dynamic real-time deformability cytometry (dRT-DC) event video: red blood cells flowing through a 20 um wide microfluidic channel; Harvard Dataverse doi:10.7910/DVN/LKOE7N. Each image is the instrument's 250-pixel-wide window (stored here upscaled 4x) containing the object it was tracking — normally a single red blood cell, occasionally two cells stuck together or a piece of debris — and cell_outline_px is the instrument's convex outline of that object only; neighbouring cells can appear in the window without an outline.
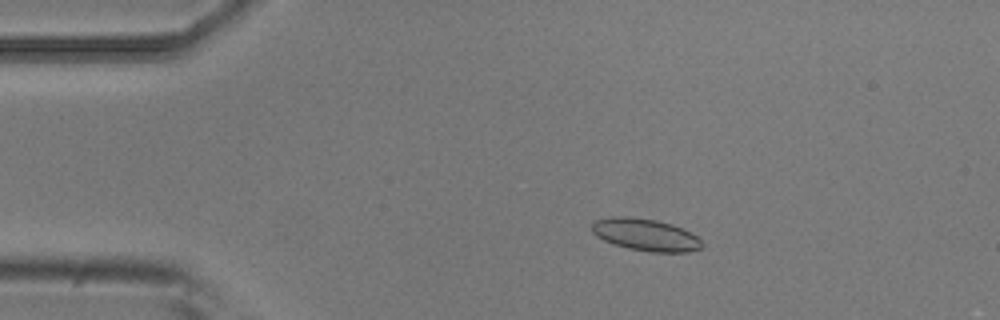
{"species": "common noctule bat (a hibernating species)", "species_latin": "Nyctalus noctula", "temperature_condition": "room temperature", "stored_images_in_passage": 9, "camera_frame_rate_fps": 3000, "um_per_image_px": 0.085, "animal": {"sex": "male", "body_mass_g": 20.5, "forearm_length_mm": 52.5}, "frame": {"image": 1, "passage_image": 3, "time_ms": 0.667, "image_size_px": [1000, 320], "cell_outline_px": [[704, 248], [688, 252], [648, 252], [628, 248], [612, 244], [596, 236], [592, 232], [592, 220], [612, 216], [628, 216], [656, 220], [672, 224], [696, 236], [704, 244]], "centroid_in_image_um": [54.84, 19.95], "position_along_channel_um": 30.2, "area_um2": 20.81}}
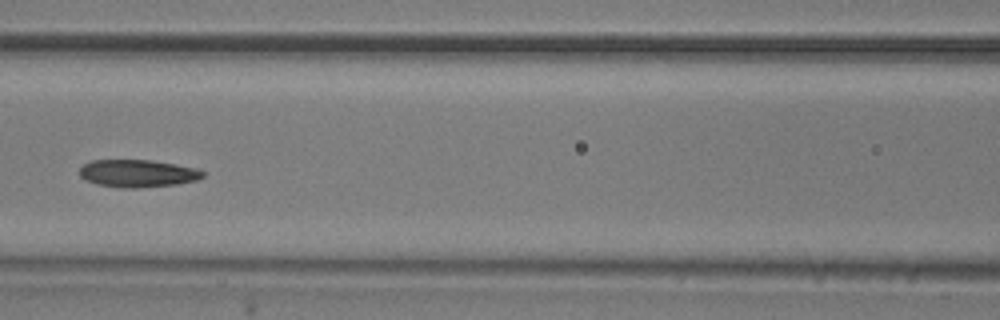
{"frame": {"image": 2, "passage_image": 7, "time_ms": 2.0, "image_size_px": [1000, 320], "cell_outline_px": [[204, 176], [196, 180], [176, 184], [136, 188], [120, 188], [96, 184], [84, 180], [80, 176], [80, 168], [84, 164], [92, 160], [152, 160], [200, 168], [204, 172]], "centroid_in_image_um": [11.71, 14.73], "position_along_channel_um": 154.9, "area_um2": 19.94}}
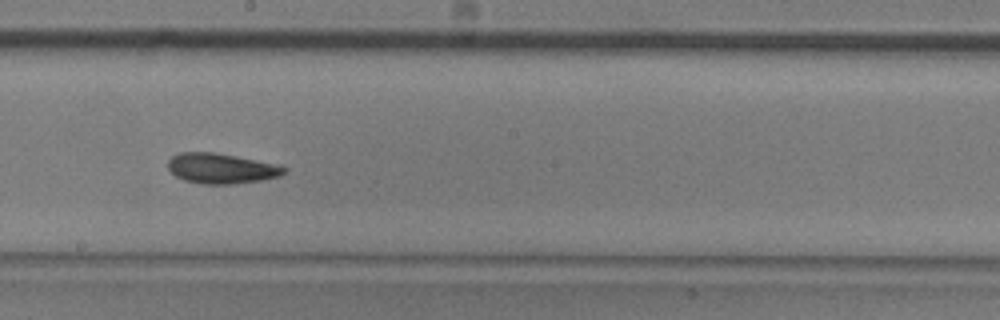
{"frame": {"image": 3, "passage_image": 9, "time_ms": 2.667, "image_size_px": [1000, 320], "cell_outline_px": [[288, 168], [280, 176], [260, 180], [232, 184], [204, 184], [184, 180], [176, 176], [168, 168], [168, 160], [172, 156], [180, 152], [212, 152], [280, 164]], "centroid_in_image_um": [18.82, 14.31], "position_along_channel_um": 229.4, "area_um2": 20.4}}